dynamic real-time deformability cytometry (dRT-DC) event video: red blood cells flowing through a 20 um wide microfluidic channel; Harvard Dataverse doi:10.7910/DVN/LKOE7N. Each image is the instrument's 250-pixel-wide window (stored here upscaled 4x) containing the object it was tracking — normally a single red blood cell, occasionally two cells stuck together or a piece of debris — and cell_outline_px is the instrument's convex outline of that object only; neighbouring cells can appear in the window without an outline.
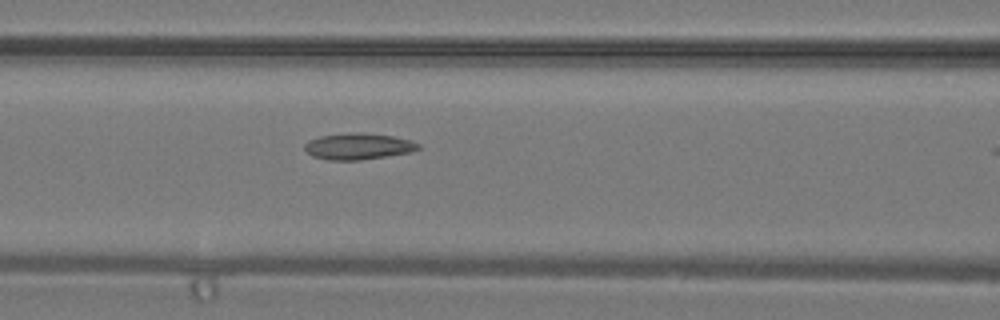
{"species": "common noctule bat (a hibernating species)", "species_latin": "Nyctalus noctula", "temperature_condition": "warm", "stored_images_in_passage": 11, "camera_frame_rate_fps": 3000, "um_per_image_px": 0.085, "animal": {"sex": "male", "body_mass_g": 19.2, "forearm_length_mm": 51.8}, "frame": {"image": 1, "passage_image": 10, "time_ms": 3.0, "image_size_px": [1000, 320], "cell_outline_px": [[420, 148], [412, 152], [360, 160], [328, 160], [312, 156], [304, 148], [304, 144], [308, 140], [320, 136], [356, 132], [360, 132], [392, 136], [412, 140], [420, 144]], "centroid_in_image_um": [30.46, 12.44], "position_along_channel_um": 136.1, "area_um2": 17.46}}